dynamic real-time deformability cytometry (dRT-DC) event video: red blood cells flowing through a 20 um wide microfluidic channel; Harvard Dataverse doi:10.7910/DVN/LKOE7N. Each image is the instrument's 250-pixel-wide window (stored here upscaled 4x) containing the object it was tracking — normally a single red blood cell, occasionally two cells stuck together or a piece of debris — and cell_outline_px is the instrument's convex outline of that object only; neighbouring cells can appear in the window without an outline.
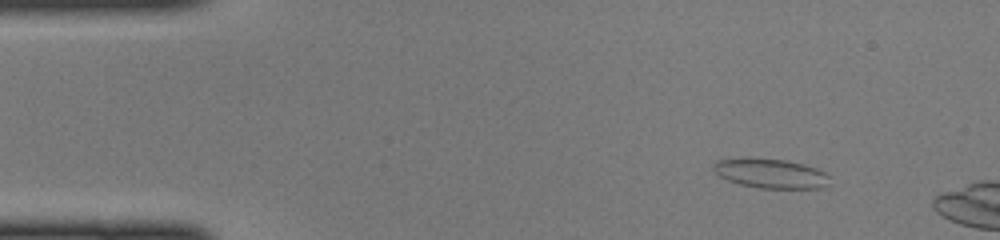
{"species": "common noctule bat (a hibernating species)", "species_latin": "Nyctalus noctula", "temperature_condition": "cold", "stored_images_in_passage": 43, "camera_frame_rate_fps": 3000, "um_per_image_px": 0.085, "animal": {"sex": "female", "body_mass_g": 22.0, "forearm_length_mm": 56.7}, "frame": {"image": 1, "passage_image": 5, "time_ms": 1.333, "image_size_px": [1000, 240], "cell_outline_px": [[828, 184], [824, 188], [760, 188], [740, 184], [728, 180], [720, 176], [712, 168], [712, 164], [716, 160], [788, 160], [804, 164], [816, 168], [824, 172], [828, 176]], "centroid_in_image_um": [65.55, 14.78], "position_along_channel_um": 19.4, "area_um2": 19.31}}
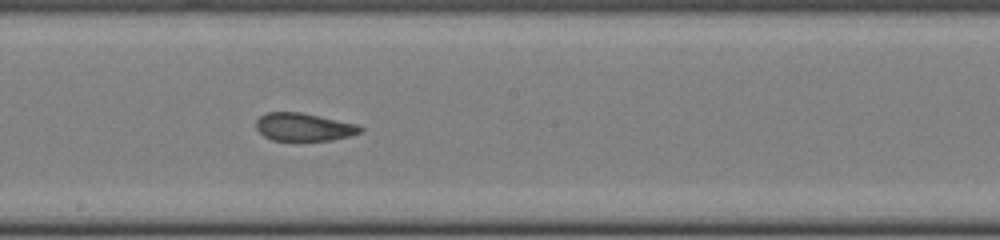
{"frame": {"image": 2, "passage_image": 25, "time_ms": 8.0, "image_size_px": [1000, 240], "cell_outline_px": [[364, 128], [360, 132], [352, 136], [332, 140], [272, 140], [264, 136], [256, 128], [256, 120], [260, 116], [268, 112], [300, 112], [320, 116], [356, 124]], "centroid_in_image_um": [25.82, 10.79], "position_along_channel_um": 222.4, "area_um2": 16.88}}
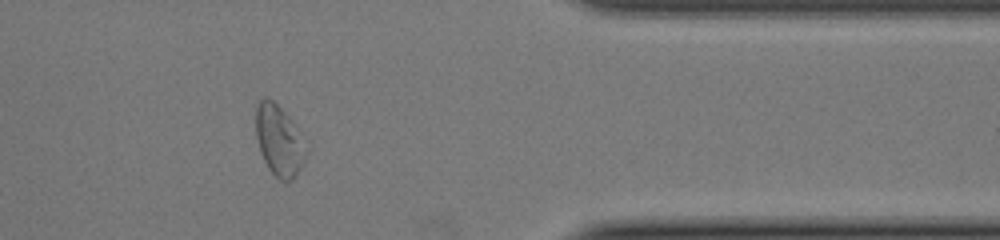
{"frame": {"image": 3, "passage_image": 38, "time_ms": 12.333, "image_size_px": [1000, 240], "cell_outline_px": [[308, 152], [296, 176], [292, 180], [280, 180], [268, 168], [260, 152], [256, 136], [256, 108], [260, 100], [264, 96], [272, 100], [288, 116]], "centroid_in_image_um": [23.69, 11.96], "position_along_channel_um": 387.7, "area_um2": 20.11}}